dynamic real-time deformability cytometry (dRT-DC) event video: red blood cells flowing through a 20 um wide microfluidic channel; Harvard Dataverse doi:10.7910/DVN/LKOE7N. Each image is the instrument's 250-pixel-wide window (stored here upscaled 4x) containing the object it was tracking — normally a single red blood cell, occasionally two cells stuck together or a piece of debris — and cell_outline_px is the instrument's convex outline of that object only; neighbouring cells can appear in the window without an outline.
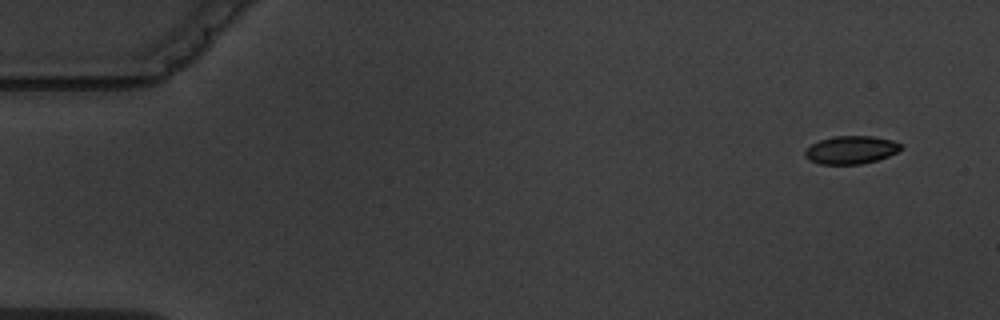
{"species": "common noctule bat (a hibernating species)", "species_latin": "Nyctalus noctula", "temperature_condition": "warm", "stored_images_in_passage": 4, "camera_frame_rate_fps": 3000, "um_per_image_px": 0.085, "animal": {"sex": "male", "body_mass_g": 19.5, "forearm_length_mm": 54.6}, "frame": {"image": 1, "passage_image": 1, "time_ms": 0.0, "image_size_px": [1000, 320], "cell_outline_px": [[900, 148], [896, 152], [888, 156], [876, 160], [860, 164], [820, 164], [808, 160], [804, 156], [804, 152], [812, 144], [820, 140], [832, 136], [872, 136], [892, 140], [900, 144]], "centroid_in_image_um": [72.29, 12.74], "position_along_channel_um": 12.7, "area_um2": 15.49}}
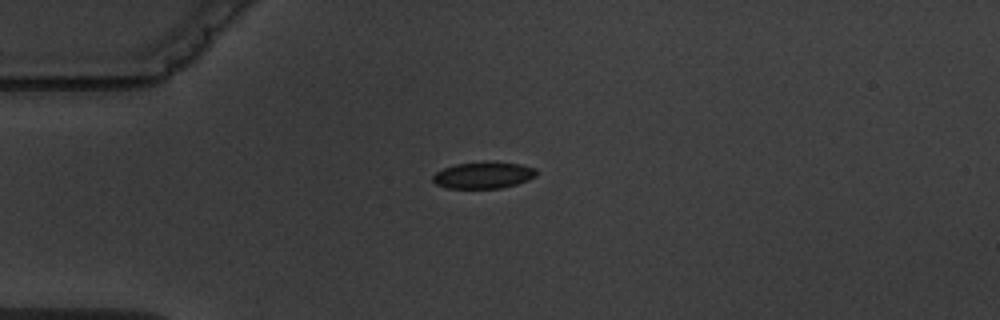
{"frame": {"image": 2, "passage_image": 4, "time_ms": 3.667, "image_size_px": [1000, 320], "cell_outline_px": [[536, 176], [528, 180], [516, 184], [500, 188], [448, 188], [436, 184], [432, 180], [432, 176], [436, 172], [444, 168], [456, 164], [484, 160], [488, 160], [520, 164], [536, 168]], "centroid_in_image_um": [41.09, 14.86], "position_along_channel_um": 43.9, "area_um2": 16.3}}